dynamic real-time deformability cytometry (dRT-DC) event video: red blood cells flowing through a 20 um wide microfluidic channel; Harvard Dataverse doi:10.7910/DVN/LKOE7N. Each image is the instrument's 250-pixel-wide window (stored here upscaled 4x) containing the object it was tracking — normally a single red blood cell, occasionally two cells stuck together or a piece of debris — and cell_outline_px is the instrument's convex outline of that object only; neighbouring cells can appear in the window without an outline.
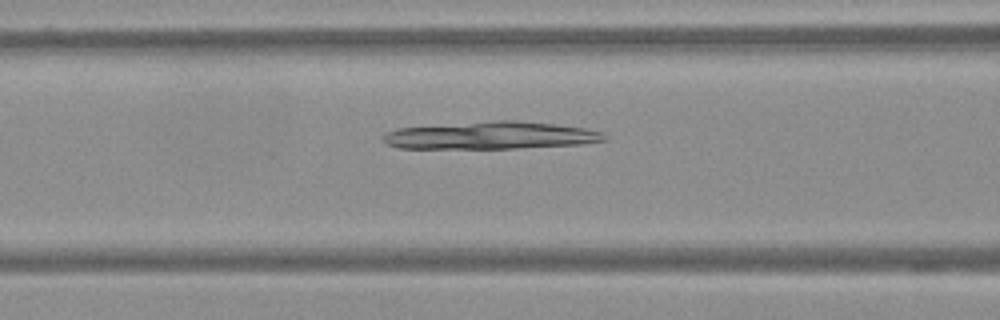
{"species": "Egyptian fruit bat (a non-hibernating species)", "species_latin": "Rousettus aegyptiacus", "temperature_condition": "warm", "stored_images_in_passage": 50, "camera_frame_rate_fps": 3000, "um_per_image_px": 0.085, "frame": {"image": 1, "passage_image": 15, "time_ms": 4.667, "image_size_px": [1000, 320], "cell_outline_px": [[608, 140], [580, 144], [516, 148], [400, 148], [388, 144], [380, 140], [380, 136], [384, 132], [396, 128], [496, 120], [516, 120], [556, 124], [584, 128], [604, 132], [608, 136]], "centroid_in_image_um": [41.71, 11.51], "position_along_channel_um": 124.9, "area_um2": 35.66}}
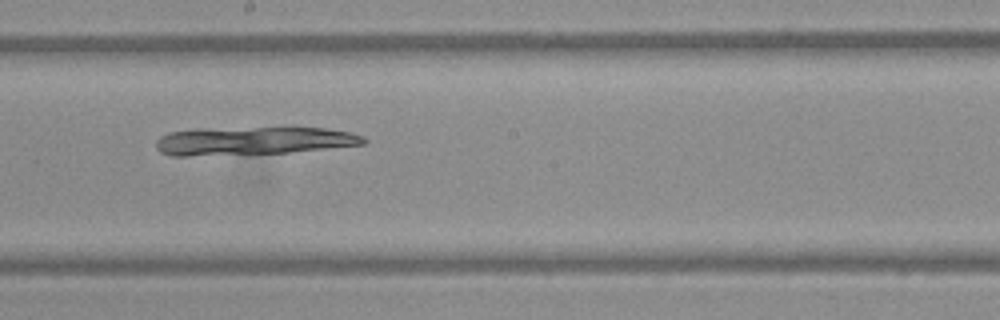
{"frame": {"image": 2, "passage_image": 24, "time_ms": 7.667, "image_size_px": [1000, 320], "cell_outline_px": [[368, 140], [364, 144], [288, 152], [188, 156], [172, 156], [160, 152], [156, 148], [156, 140], [160, 136], [168, 132], [196, 128], [324, 128], [348, 132], [364, 136]], "centroid_in_image_um": [21.44, 11.97], "position_along_channel_um": 226.8, "area_um2": 33.93}}
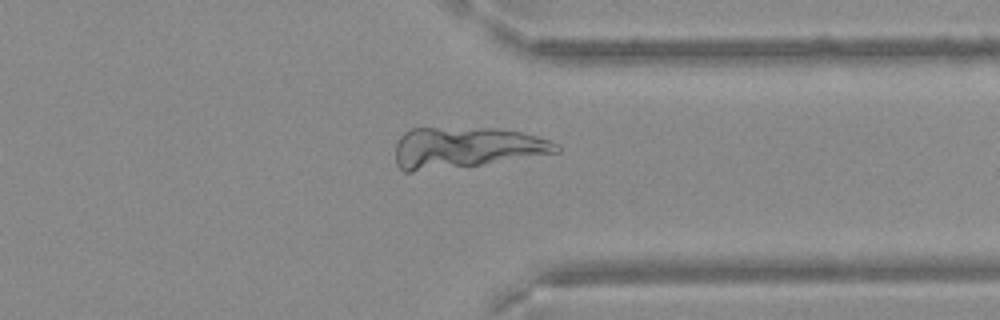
{"frame": {"image": 3, "passage_image": 37, "time_ms": 12.0, "image_size_px": [1000, 320], "cell_outline_px": [[560, 152], [480, 164], [412, 172], [404, 172], [396, 164], [396, 144], [400, 136], [404, 132], [412, 128], [500, 128], [520, 132], [536, 136], [560, 144]], "centroid_in_image_um": [39.58, 12.53], "position_along_channel_um": 371.8, "area_um2": 38.15}}